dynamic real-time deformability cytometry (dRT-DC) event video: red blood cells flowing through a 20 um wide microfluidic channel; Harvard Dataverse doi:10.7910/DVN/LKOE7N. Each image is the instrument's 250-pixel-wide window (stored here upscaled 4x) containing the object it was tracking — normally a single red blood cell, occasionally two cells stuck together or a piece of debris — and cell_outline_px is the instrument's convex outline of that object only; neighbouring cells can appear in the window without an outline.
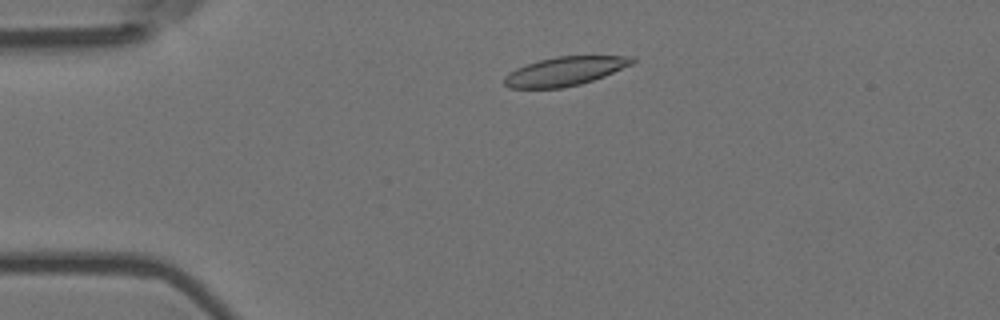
{"species": "Egyptian fruit bat (a non-hibernating species)", "species_latin": "Rousettus aegyptiacus", "temperature_condition": "room temperature", "stored_images_in_passage": 3, "camera_frame_rate_fps": 3000, "um_per_image_px": 0.085, "animal": {"sex": "female"}, "frame": {"image": 1, "passage_image": 2, "time_ms": 0.333, "image_size_px": [1000, 320], "cell_outline_px": [[636, 60], [632, 64], [604, 76], [580, 84], [560, 88], [508, 88], [504, 84], [504, 76], [508, 72], [516, 68], [540, 60], [556, 56], [636, 56]], "centroid_in_image_um": [48.01, 6.05], "position_along_channel_um": 37.0, "area_um2": 21.44}}